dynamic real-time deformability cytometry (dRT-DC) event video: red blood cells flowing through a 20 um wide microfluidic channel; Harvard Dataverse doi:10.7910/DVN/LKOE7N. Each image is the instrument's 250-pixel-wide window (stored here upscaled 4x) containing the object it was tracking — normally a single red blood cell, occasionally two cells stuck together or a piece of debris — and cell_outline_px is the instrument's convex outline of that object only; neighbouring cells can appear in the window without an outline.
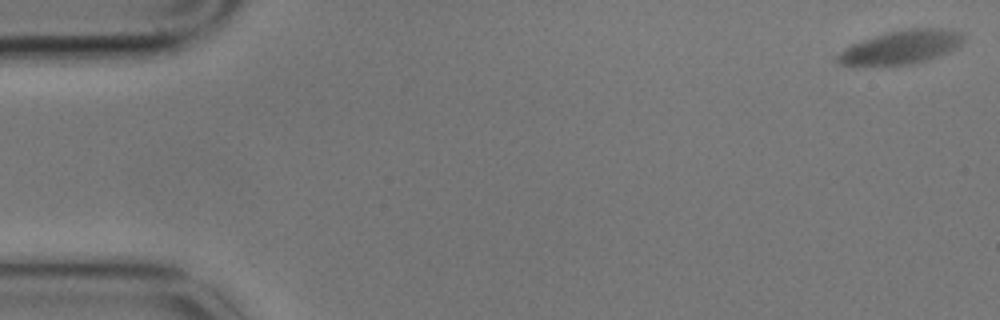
{"species": "common noctule bat (a hibernating species)", "species_latin": "Nyctalus noctula", "temperature_condition": "cold", "stored_images_in_passage": 7, "camera_frame_rate_fps": 3000, "um_per_image_px": 0.085, "animal": {"sex": "male", "body_mass_g": 17.9}, "frame": {"image": 1, "passage_image": 1, "time_ms": 0.0, "image_size_px": [1000, 320], "cell_outline_px": [[964, 36], [960, 44], [956, 48], [936, 56], [924, 60], [908, 64], [840, 64], [836, 60], [836, 56], [852, 44], [888, 32], [912, 28], [940, 28], [960, 32]], "centroid_in_image_um": [76.63, 3.99], "position_along_channel_um": 8.4, "area_um2": 23.58}}
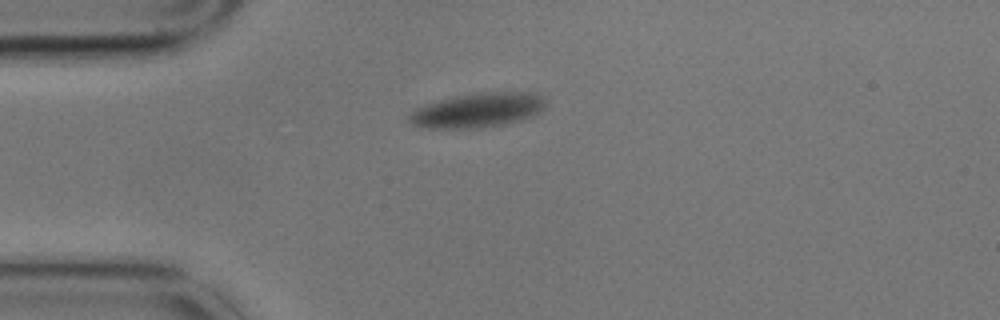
{"frame": {"image": 2, "passage_image": 5, "time_ms": 1.333, "image_size_px": [1000, 320], "cell_outline_px": [[544, 108], [540, 112], [532, 116], [520, 120], [504, 124], [484, 128], [428, 128], [412, 124], [408, 120], [408, 112], [416, 108], [440, 100], [456, 96], [480, 92], [536, 92], [544, 100]], "centroid_in_image_um": [40.6, 9.37], "position_along_channel_um": 44.4, "area_um2": 27.4}}